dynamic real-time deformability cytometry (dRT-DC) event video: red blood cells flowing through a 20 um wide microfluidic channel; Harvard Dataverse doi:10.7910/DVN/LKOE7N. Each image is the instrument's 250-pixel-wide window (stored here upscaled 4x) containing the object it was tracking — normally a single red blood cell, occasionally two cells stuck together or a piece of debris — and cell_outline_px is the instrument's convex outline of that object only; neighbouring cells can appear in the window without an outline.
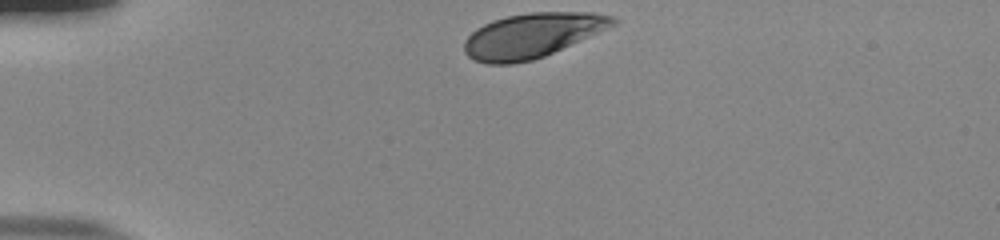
{"species": "human", "species_latin": "Homo sapiens", "temperature_condition": "room temperature", "stored_images_in_passage": 33, "camera_frame_rate_fps": 3000, "um_per_image_px": 0.085, "donor": {"sex": "male"}, "frame": {"image": 1, "passage_image": 1, "time_ms": 0.0, "image_size_px": [1000, 240], "cell_outline_px": [[620, 20], [616, 24], [600, 32], [544, 56], [532, 60], [512, 64], [484, 64], [472, 60], [464, 52], [464, 40], [476, 28], [492, 20], [508, 16], [528, 12], [592, 12], [612, 16]], "centroid_in_image_um": [45.21, 3.01], "position_along_channel_um": 39.8, "area_um2": 38.78}}
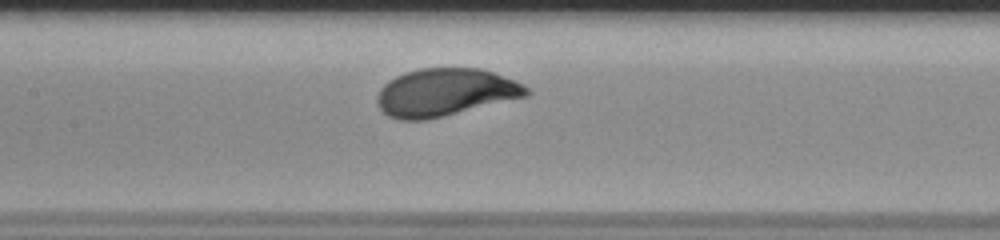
{"frame": {"image": 2, "passage_image": 15, "time_ms": 4.667, "image_size_px": [1000, 240], "cell_outline_px": [[532, 92], [528, 96], [428, 120], [400, 120], [388, 116], [380, 108], [376, 100], [376, 96], [380, 88], [388, 80], [404, 72], [420, 68], [480, 68], [492, 72], [512, 80], [528, 88]], "centroid_in_image_um": [37.81, 7.86], "position_along_channel_um": 169.6, "area_um2": 41.5}}
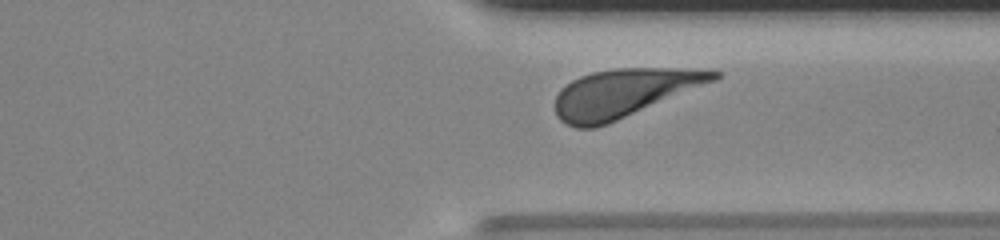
{"frame": {"image": 3, "passage_image": 30, "time_ms": 9.667, "image_size_px": [1000, 240], "cell_outline_px": [[720, 76], [716, 80], [608, 124], [596, 128], [576, 128], [560, 120], [556, 116], [556, 96], [560, 88], [572, 80], [580, 76], [592, 72], [616, 68], [676, 68], [720, 72]], "centroid_in_image_um": [52.96, 7.92], "position_along_channel_um": 358.4, "area_um2": 44.27}, "authors_computed_cell_mechanics": {"area_um2": 41.5004, "velocity_mm_per_s": 3.7772, "shape_relaxation_time_tau1_ms": 2.8845, "shape_relaxation_time_tau2_ms": 8.3299, "deformation_change_tau1": 0.1616, "deformation_change_tau2": 0.2459}}